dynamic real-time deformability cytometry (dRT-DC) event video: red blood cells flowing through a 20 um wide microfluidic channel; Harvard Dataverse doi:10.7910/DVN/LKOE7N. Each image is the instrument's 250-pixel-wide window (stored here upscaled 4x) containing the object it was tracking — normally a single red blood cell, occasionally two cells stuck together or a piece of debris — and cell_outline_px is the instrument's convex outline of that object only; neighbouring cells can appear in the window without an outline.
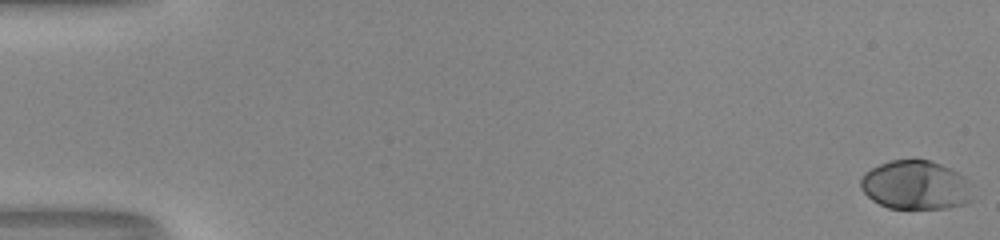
{"species": "human", "species_latin": "Homo sapiens", "temperature_condition": "room temperature", "stored_images_in_passage": 54, "camera_frame_rate_fps": 3000, "um_per_image_px": 0.085, "donor": {"sex": "male"}, "frame": {"image": 1, "passage_image": 1, "time_ms": 0.0, "image_size_px": [1000, 240], "cell_outline_px": [[972, 200], [964, 204], [948, 208], [888, 208], [872, 200], [860, 188], [860, 180], [864, 172], [880, 164], [892, 160], [928, 160], [940, 164], [964, 176], [968, 180]], "centroid_in_image_um": [77.81, 15.74], "position_along_channel_um": 7.2, "area_um2": 31.73}}
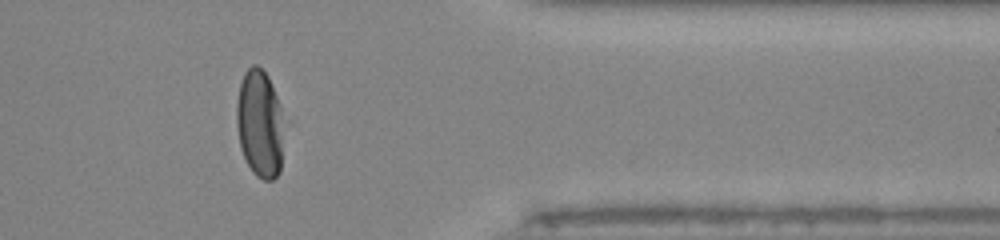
{"frame": {"image": 2, "passage_image": 45, "time_ms": 14.667, "image_size_px": [1000, 240], "cell_outline_px": [[280, 172], [272, 180], [264, 180], [256, 176], [252, 172], [240, 148], [236, 124], [236, 104], [240, 84], [244, 72], [252, 64], [256, 64], [268, 76], [280, 104]], "centroid_in_image_um": [22.02, 10.49], "position_along_channel_um": 389.4, "area_um2": 29.07}}
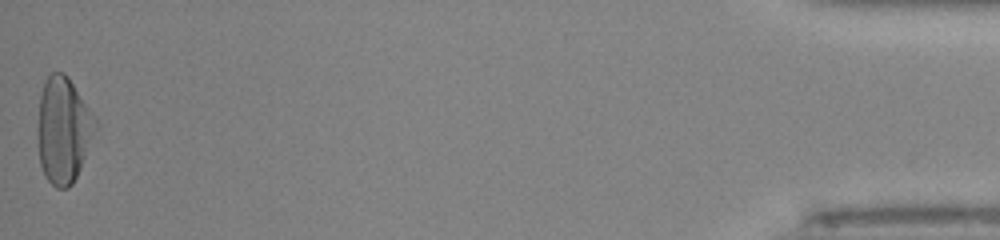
{"frame": {"image": 3, "passage_image": 54, "time_ms": 17.667, "image_size_px": [1000, 240], "cell_outline_px": [[100, 124], [80, 168], [72, 184], [68, 188], [56, 188], [44, 176], [40, 164], [36, 136], [36, 128], [40, 96], [44, 84], [48, 76], [52, 72], [64, 72], [68, 76], [96, 116]], "centroid_in_image_um": [5.39, 11.04], "position_along_channel_um": 429.8, "area_um2": 36.41}, "authors_computed_cell_mechanics": {"area_um2": 32.079, "velocity_mm_per_s": 3.9996, "shape_relaxation_time_tau1_ms": 3.1386, "shape_relaxation_time_tau2_ms": null, "deformation_change_tau1": 0.1861, "deformation_change_tau2": null}}